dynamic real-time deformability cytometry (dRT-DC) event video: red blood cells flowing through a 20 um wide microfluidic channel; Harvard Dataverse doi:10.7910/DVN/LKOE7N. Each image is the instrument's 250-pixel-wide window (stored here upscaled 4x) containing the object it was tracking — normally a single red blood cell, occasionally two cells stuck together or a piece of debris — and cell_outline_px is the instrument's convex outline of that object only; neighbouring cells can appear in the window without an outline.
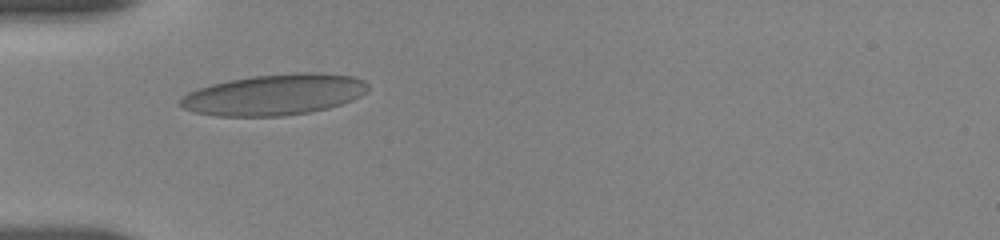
{"species": "human", "species_latin": "Homo sapiens", "temperature_condition": "room temperature", "stored_images_in_passage": 3, "camera_frame_rate_fps": 3000, "um_per_image_px": 0.085, "donor": {"sex": "female"}, "frame": {"image": 1, "passage_image": 2, "time_ms": 1.0, "image_size_px": [1000, 240], "cell_outline_px": [[368, 88], [360, 96], [352, 100], [328, 108], [308, 112], [280, 116], [216, 116], [192, 112], [176, 104], [180, 96], [196, 88], [212, 84], [252, 76], [292, 72], [320, 72], [352, 76], [364, 80], [368, 84]], "centroid_in_image_um": [23.27, 8.04], "position_along_channel_um": 61.7, "area_um2": 45.08}}